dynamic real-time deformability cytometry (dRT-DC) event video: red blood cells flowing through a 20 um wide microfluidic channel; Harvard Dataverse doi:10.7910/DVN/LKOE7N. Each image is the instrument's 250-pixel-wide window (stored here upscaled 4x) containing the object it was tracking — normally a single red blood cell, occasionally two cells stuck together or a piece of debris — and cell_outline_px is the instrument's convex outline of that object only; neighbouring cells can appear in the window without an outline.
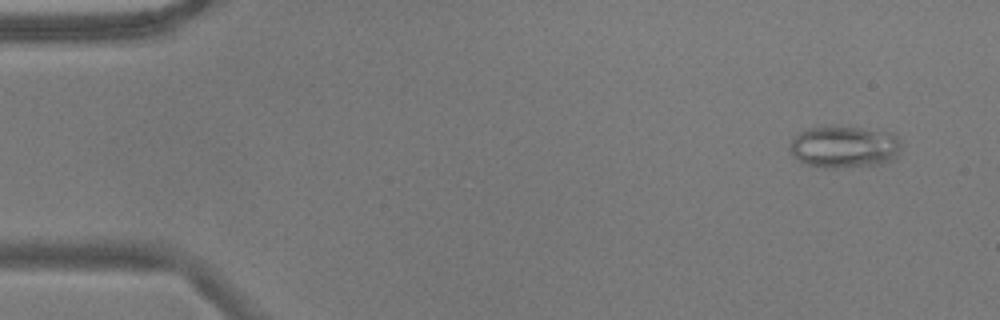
{"species": "common noctule bat (a hibernating species)", "species_latin": "Nyctalus noctula", "temperature_condition": "warm", "stored_images_in_passage": 54, "camera_frame_rate_fps": 3000, "um_per_image_px": 0.085, "animal": {"sex": "male", "body_mass_g": 17.9}, "frame": {"image": 1, "passage_image": 4, "time_ms": 1.0, "image_size_px": [1000, 320], "cell_outline_px": [[900, 148], [896, 156], [892, 160], [880, 164], [836, 168], [832, 168], [808, 164], [800, 160], [788, 148], [792, 140], [800, 132], [808, 128], [860, 128], [892, 132], [896, 136], [900, 144]], "centroid_in_image_um": [71.8, 12.49], "position_along_channel_um": 13.2, "area_um2": 26.53}}
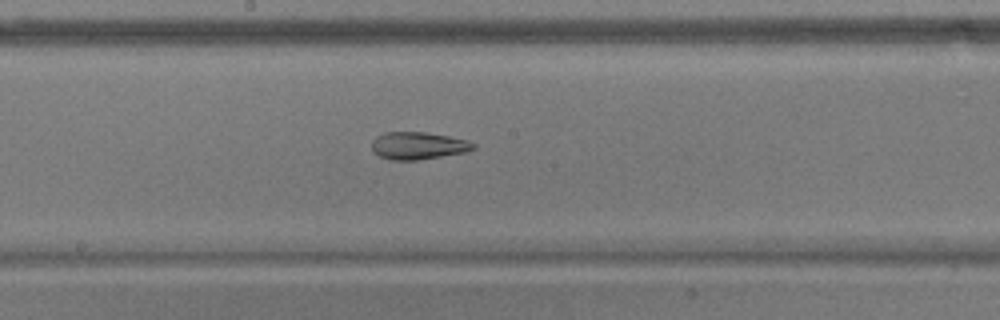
{"frame": {"image": 2, "passage_image": 29, "time_ms": 9.333, "image_size_px": [1000, 320], "cell_outline_px": [[476, 148], [464, 152], [420, 160], [388, 160], [372, 152], [372, 140], [376, 136], [384, 132], [424, 132], [448, 136], [468, 140], [476, 144]], "centroid_in_image_um": [35.52, 12.38], "position_along_channel_um": 212.7, "area_um2": 16.36}}
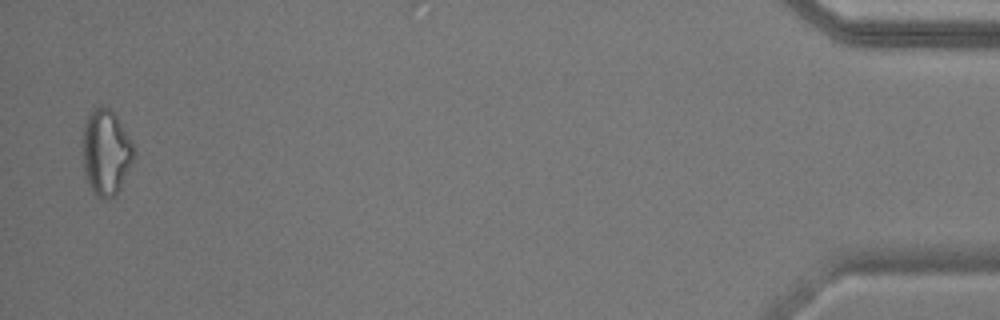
{"frame": {"image": 3, "passage_image": 53, "time_ms": 17.333, "image_size_px": [1000, 320], "cell_outline_px": [[136, 152], [132, 164], [116, 196], [108, 200], [100, 200], [92, 192], [84, 176], [84, 124], [92, 108], [100, 104], [108, 108], [116, 116], [132, 140]], "centroid_in_image_um": [9.03, 12.99], "position_along_channel_um": 426.2, "area_um2": 25.89}, "authors_computed_cell_mechanics": {"area_um2": 21.4727, "velocity_mm_per_s": 3.7558, "shape_relaxation_time_tau1_ms": null, "shape_relaxation_time_tau2_ms": 5.6861, "deformation_change_tau1": null, "deformation_change_tau2": 0.1282}}